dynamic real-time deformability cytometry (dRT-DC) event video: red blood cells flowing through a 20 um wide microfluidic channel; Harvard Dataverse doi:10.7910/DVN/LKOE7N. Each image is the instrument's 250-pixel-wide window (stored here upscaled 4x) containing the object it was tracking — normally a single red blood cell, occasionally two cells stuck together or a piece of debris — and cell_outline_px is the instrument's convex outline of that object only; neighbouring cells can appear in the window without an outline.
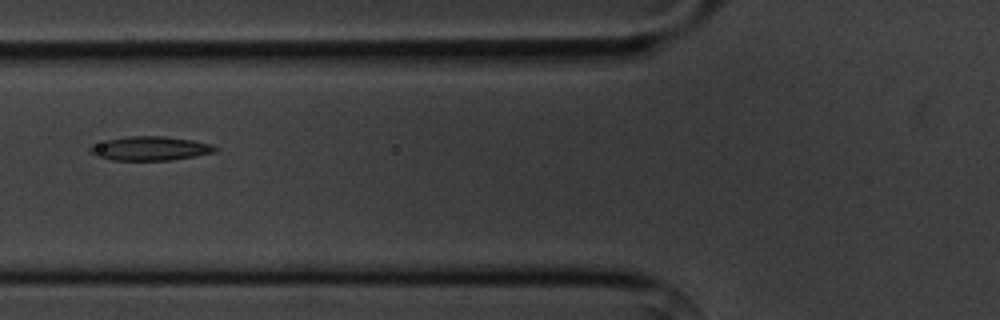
{"species": "common noctule bat (a hibernating species)", "species_latin": "Nyctalus noctula", "temperature_condition": "cold", "stored_images_in_passage": 4, "camera_frame_rate_fps": 3000, "um_per_image_px": 0.085, "animal": {"sex": "male", "body_mass_g": 20.1, "forearm_length_mm": 53.5}, "frame": {"image": 1, "passage_image": 2, "time_ms": 1.333, "image_size_px": [1000, 320], "cell_outline_px": [[220, 148], [216, 152], [172, 160], [112, 160], [96, 156], [88, 152], [88, 148], [108, 140], [128, 136], [164, 136], [192, 140], [212, 144]], "centroid_in_image_um": [12.81, 12.62], "position_along_channel_um": 113.0, "area_um2": 17.46}}
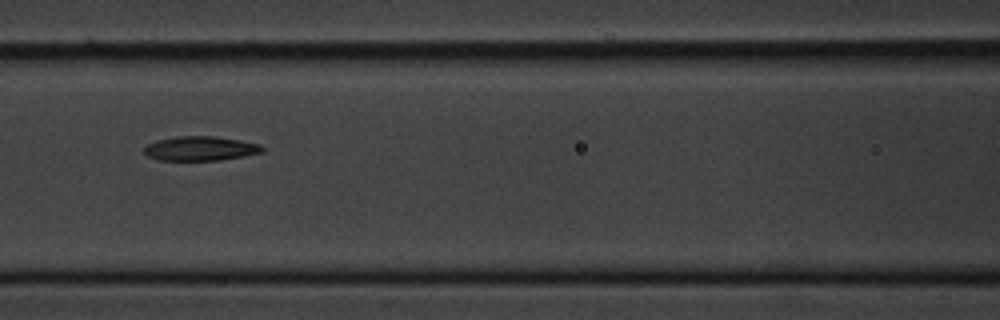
{"frame": {"image": 2, "passage_image": 3, "time_ms": 2.333, "image_size_px": [1000, 320], "cell_outline_px": [[264, 152], [244, 156], [220, 160], [156, 160], [148, 156], [144, 152], [144, 148], [148, 144], [156, 140], [176, 136], [216, 136], [240, 140], [260, 144], [264, 148]], "centroid_in_image_um": [17.04, 12.62], "position_along_channel_um": 149.6, "area_um2": 16.88}}
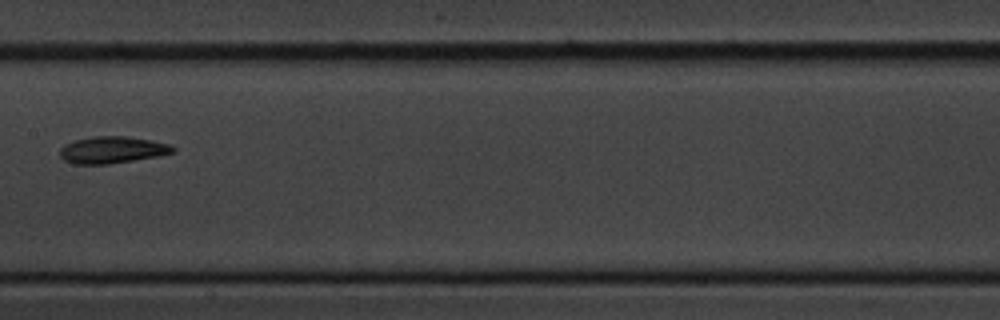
{"frame": {"image": 3, "passage_image": 4, "time_ms": 3.667, "image_size_px": [1000, 320], "cell_outline_px": [[176, 152], [156, 156], [108, 164], [72, 164], [64, 160], [60, 156], [60, 148], [64, 144], [72, 140], [92, 136], [128, 136], [172, 144], [176, 148]], "centroid_in_image_um": [9.52, 12.73], "position_along_channel_um": 197.9, "area_um2": 17.86}}